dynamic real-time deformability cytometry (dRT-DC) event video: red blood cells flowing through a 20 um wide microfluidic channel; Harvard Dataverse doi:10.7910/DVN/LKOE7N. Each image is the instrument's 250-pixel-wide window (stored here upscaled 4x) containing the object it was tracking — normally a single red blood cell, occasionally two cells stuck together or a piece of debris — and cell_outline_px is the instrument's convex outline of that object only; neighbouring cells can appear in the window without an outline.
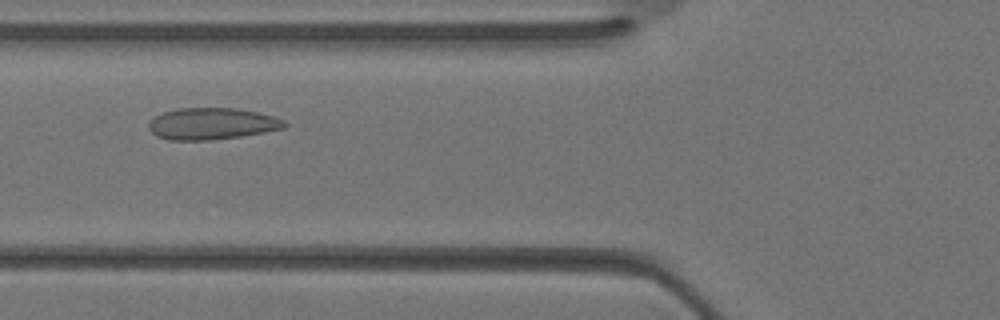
{"species": "Egyptian fruit bat (a non-hibernating species)", "species_latin": "Rousettus aegyptiacus", "temperature_condition": "warm", "stored_images_in_passage": 30, "camera_frame_rate_fps": 3000, "um_per_image_px": 0.085, "animal": {"sex": "female"}, "frame": {"image": 1, "passage_image": 8, "time_ms": 2.333, "image_size_px": [1000, 320], "cell_outline_px": [[288, 124], [284, 128], [264, 132], [240, 136], [212, 140], [172, 140], [156, 136], [148, 128], [148, 120], [164, 112], [176, 108], [236, 108], [276, 116], [284, 120]], "centroid_in_image_um": [18.0, 10.51], "position_along_channel_um": 107.8, "area_um2": 25.14}}
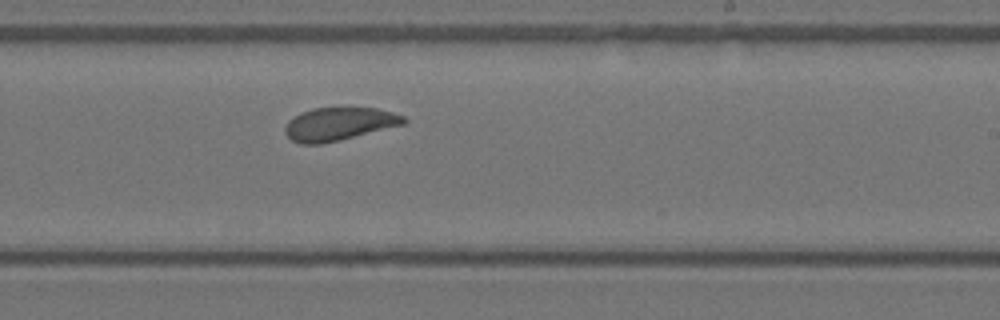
{"frame": {"image": 2, "passage_image": 16, "time_ms": 5.0, "image_size_px": [1000, 320], "cell_outline_px": [[408, 120], [404, 124], [340, 140], [320, 144], [300, 144], [292, 140], [284, 132], [284, 128], [288, 120], [300, 112], [312, 108], [376, 108], [392, 112], [404, 116]], "centroid_in_image_um": [28.79, 10.54], "position_along_channel_um": 260.2, "area_um2": 22.83}}
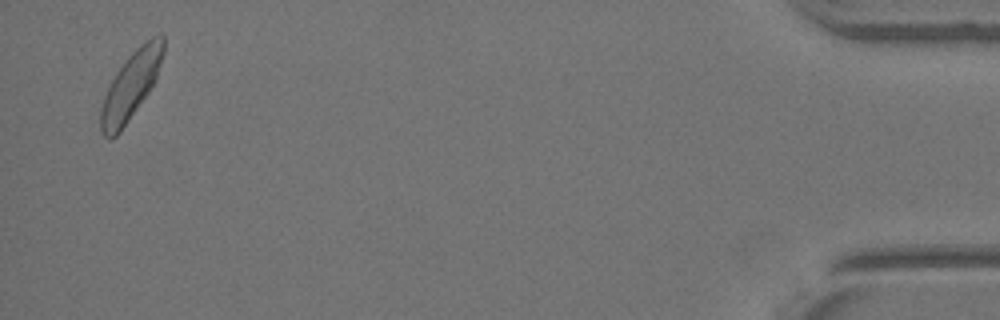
{"frame": {"image": 3, "passage_image": 29, "time_ms": 9.333, "image_size_px": [1000, 320], "cell_outline_px": [[164, 52], [156, 76], [148, 92], [120, 132], [116, 136], [108, 140], [100, 132], [100, 108], [104, 96], [116, 72], [128, 56], [140, 44], [152, 36], [164, 36]], "centroid_in_image_um": [11.09, 7.3], "position_along_channel_um": 424.1, "area_um2": 24.22}}